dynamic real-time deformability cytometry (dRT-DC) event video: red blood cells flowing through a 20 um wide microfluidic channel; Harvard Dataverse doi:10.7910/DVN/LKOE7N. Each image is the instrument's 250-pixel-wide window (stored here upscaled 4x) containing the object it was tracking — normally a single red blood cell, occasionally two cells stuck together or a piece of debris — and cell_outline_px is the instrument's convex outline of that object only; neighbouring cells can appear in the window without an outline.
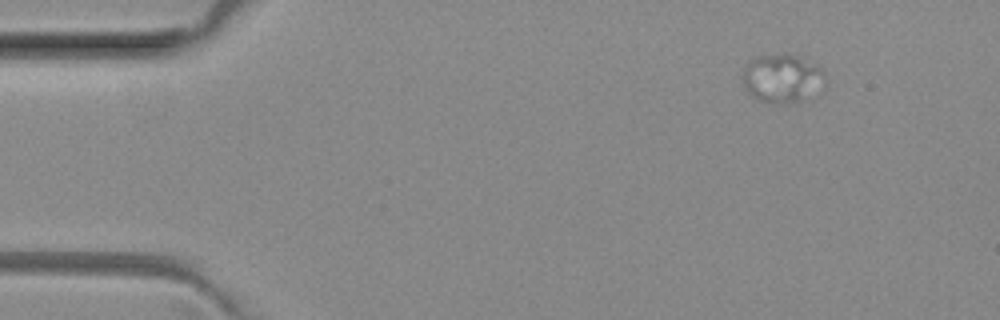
{"species": "common noctule bat (a hibernating species)", "species_latin": "Nyctalus noctula", "temperature_condition": "room temperature", "stored_images_in_passage": 27, "camera_frame_rate_fps": 3000, "um_per_image_px": 0.085, "animal": {"sex": "female", "body_mass_g": 29.2, "forearm_length_mm": 56.3}, "frame": {"image": 1, "passage_image": 1, "time_ms": 0.0, "image_size_px": [1000, 320], "cell_outline_px": [[824, 72], [800, 100], [784, 104], [760, 100], [748, 92], [744, 84], [744, 68], [748, 60], [756, 56], [800, 56], [816, 64]], "centroid_in_image_um": [66.32, 6.62], "position_along_channel_um": 18.7, "area_um2": 21.39}}
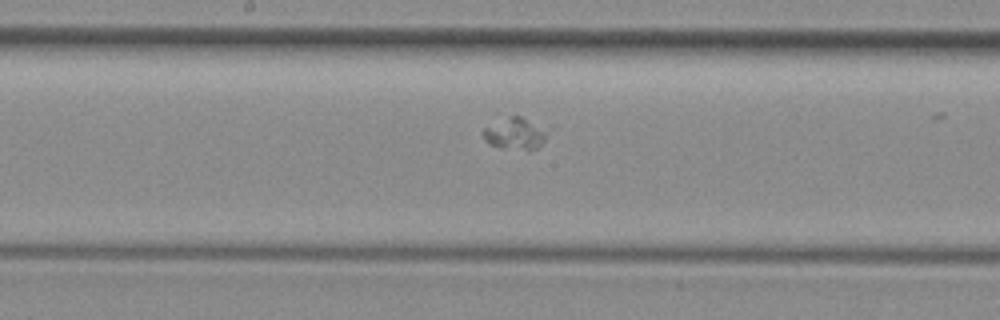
{"frame": {"image": 2, "passage_image": 22, "time_ms": 7.0, "image_size_px": [1000, 320], "cell_outline_px": [[544, 140], [536, 148], [528, 152], [500, 148], [484, 140], [480, 132], [484, 128], [508, 116], [520, 116], [544, 132]], "centroid_in_image_um": [43.66, 11.42], "position_along_channel_um": 204.5, "area_um2": 11.44}}
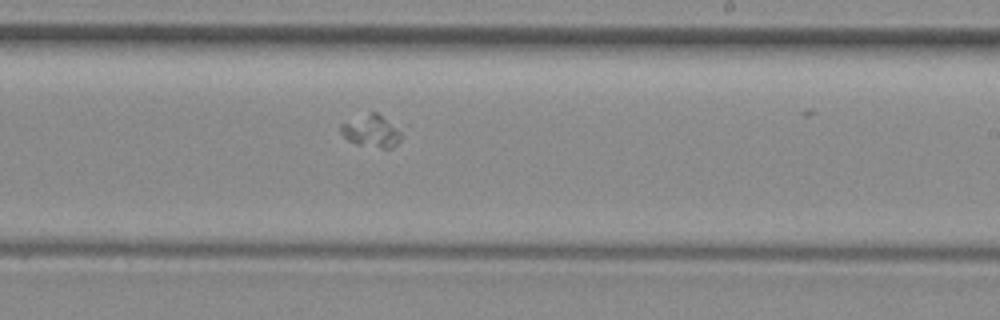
{"frame": {"image": 3, "passage_image": 26, "time_ms": 8.333, "image_size_px": [1000, 320], "cell_outline_px": [[400, 140], [392, 148], [380, 148], [356, 144], [348, 140], [340, 132], [340, 124], [372, 112], [376, 112], [400, 128]], "centroid_in_image_um": [31.58, 11.16], "position_along_channel_um": 257.4, "area_um2": 11.21}}